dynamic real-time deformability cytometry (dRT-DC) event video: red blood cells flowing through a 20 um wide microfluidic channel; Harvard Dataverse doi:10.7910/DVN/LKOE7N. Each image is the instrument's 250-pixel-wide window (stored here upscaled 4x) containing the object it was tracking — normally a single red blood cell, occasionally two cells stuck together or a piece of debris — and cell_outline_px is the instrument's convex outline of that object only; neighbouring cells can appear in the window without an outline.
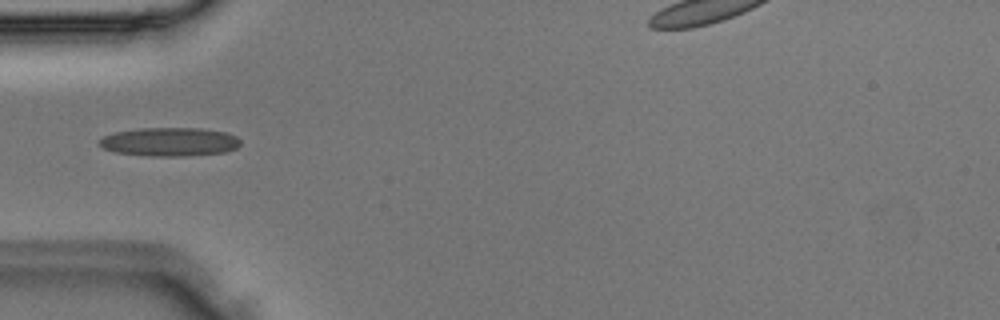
{"species": "Egyptian fruit bat (a non-hibernating species)", "species_latin": "Rousettus aegyptiacus", "temperature_condition": "room temperature", "stored_images_in_passage": 3, "camera_frame_rate_fps": 3000, "um_per_image_px": 0.085, "animal": {"sex": "male"}, "frame": {"image": 1, "passage_image": 3, "time_ms": 0.667, "image_size_px": [1000, 320], "cell_outline_px": [[240, 144], [236, 148], [224, 152], [184, 156], [152, 156], [116, 152], [104, 148], [100, 144], [100, 140], [104, 136], [112, 132], [140, 128], [200, 128], [224, 132], [236, 136], [240, 140]], "centroid_in_image_um": [14.42, 12.05], "position_along_channel_um": 70.6, "area_um2": 23.41}}